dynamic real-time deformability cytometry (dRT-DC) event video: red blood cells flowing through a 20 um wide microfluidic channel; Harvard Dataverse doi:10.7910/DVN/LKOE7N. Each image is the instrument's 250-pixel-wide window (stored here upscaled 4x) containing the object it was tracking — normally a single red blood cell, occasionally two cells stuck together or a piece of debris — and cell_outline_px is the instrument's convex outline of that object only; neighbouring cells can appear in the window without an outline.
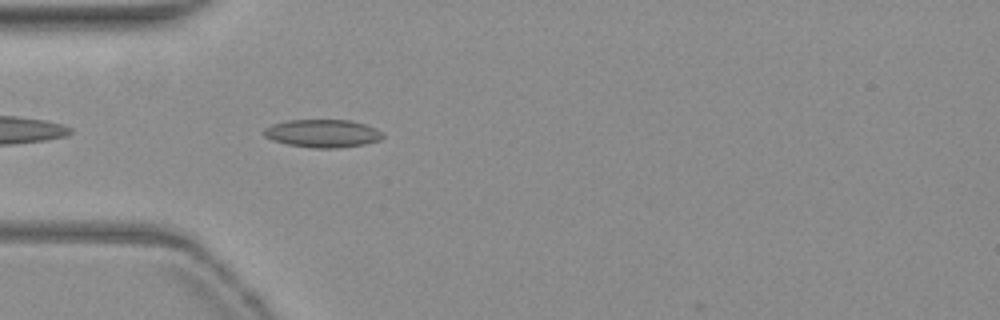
{"species": "common noctule bat (a hibernating species)", "species_latin": "Nyctalus noctula", "temperature_condition": "warm", "stored_images_in_passage": 40, "camera_frame_rate_fps": 3000, "um_per_image_px": 0.085, "animal": {"sex": "female", "body_mass_g": 19.3, "forearm_length_mm": 54.1}, "frame": {"image": 1, "passage_image": 3, "time_ms": 0.667, "image_size_px": [1000, 320], "cell_outline_px": [[384, 136], [380, 140], [364, 144], [336, 148], [312, 148], [288, 144], [272, 140], [264, 136], [264, 128], [272, 124], [288, 120], [348, 120], [364, 124], [376, 128]], "centroid_in_image_um": [27.4, 11.34], "position_along_channel_um": 57.6, "area_um2": 19.25}}
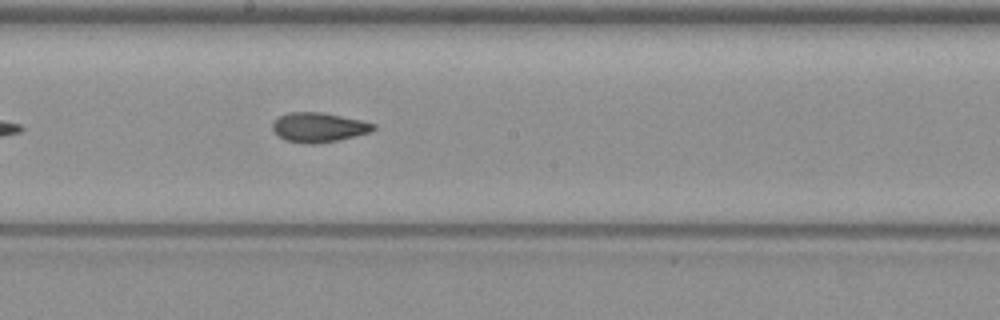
{"frame": {"image": 2, "passage_image": 16, "time_ms": 5.0, "image_size_px": [1000, 320], "cell_outline_px": [[376, 128], [372, 132], [340, 140], [316, 144], [304, 144], [284, 140], [276, 136], [272, 128], [272, 124], [280, 116], [292, 112], [320, 112], [360, 120], [376, 124]], "centroid_in_image_um": [27.09, 10.85], "position_along_channel_um": 221.1, "area_um2": 17.51}}
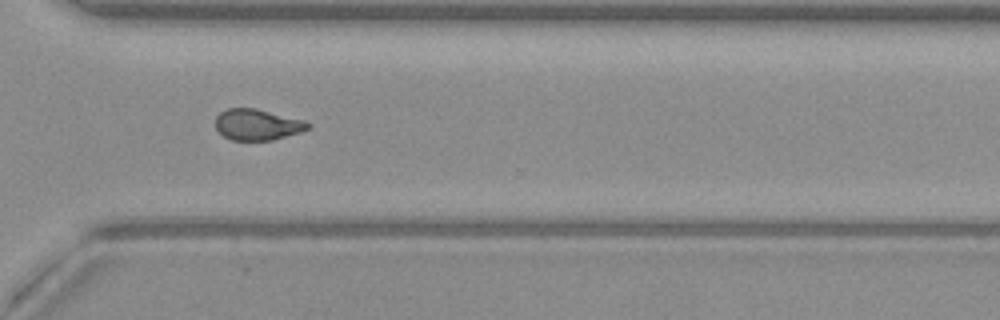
{"frame": {"image": 3, "passage_image": 26, "time_ms": 8.333, "image_size_px": [1000, 320], "cell_outline_px": [[312, 124], [304, 132], [272, 140], [232, 140], [224, 136], [216, 128], [216, 116], [220, 112], [228, 108], [252, 108], [304, 120]], "centroid_in_image_um": [21.89, 10.6], "position_along_channel_um": 348.7, "area_um2": 16.65}, "authors_computed_cell_mechanics": {"area_um2": 17.1088, "velocity_mm_per_s": 3.8411, "shape_relaxation_time_tau1_ms": 8.997, "shape_relaxation_time_tau2_ms": 2.3714, "deformation_change_tau1": 0.2013, "deformation_change_tau2": 0.0846}}